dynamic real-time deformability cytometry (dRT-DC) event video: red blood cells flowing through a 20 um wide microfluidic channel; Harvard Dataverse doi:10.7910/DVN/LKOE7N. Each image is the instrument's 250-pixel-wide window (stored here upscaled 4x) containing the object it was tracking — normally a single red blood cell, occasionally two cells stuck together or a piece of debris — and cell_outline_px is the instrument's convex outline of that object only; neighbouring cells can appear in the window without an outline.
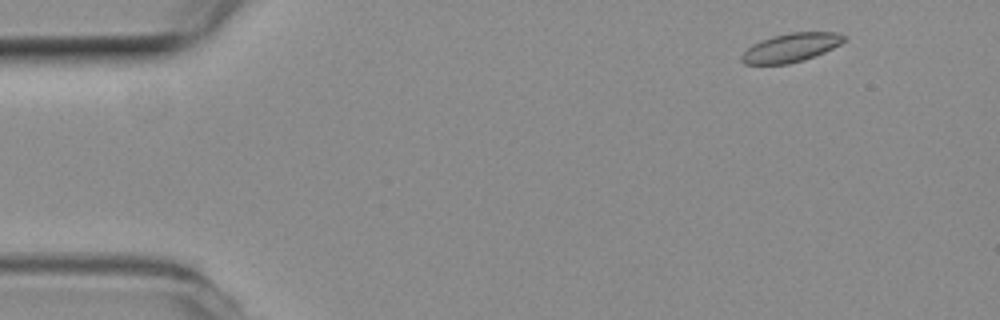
{"species": "common noctule bat (a hibernating species)", "species_latin": "Nyctalus noctula", "temperature_condition": "room temperature", "stored_images_in_passage": 52, "camera_frame_rate_fps": 3000, "um_per_image_px": 0.085, "animal": {"sex": "female", "body_mass_g": 19.3, "forearm_length_mm": 54.1}, "frame": {"image": 1, "passage_image": 4, "time_ms": 1.0, "image_size_px": [1000, 320], "cell_outline_px": [[848, 40], [824, 52], [804, 60], [788, 64], [744, 64], [740, 60], [740, 56], [752, 44], [760, 40], [772, 36], [792, 32], [836, 32], [848, 36]], "centroid_in_image_um": [67.25, 4.04], "position_along_channel_um": 17.8, "area_um2": 17.28}}
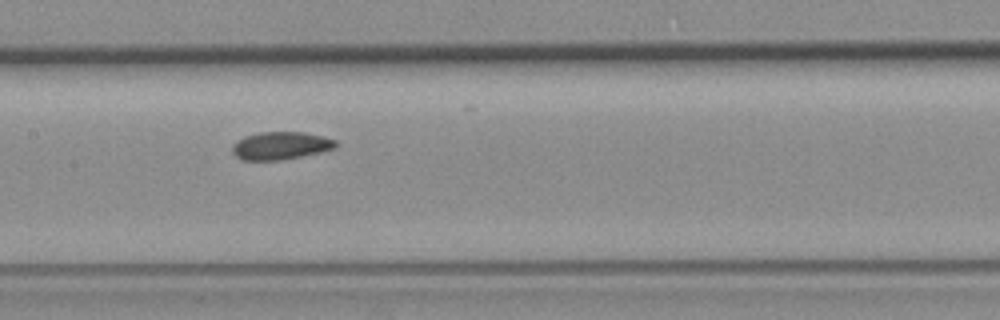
{"frame": {"image": 2, "passage_image": 25, "time_ms": 8.0, "image_size_px": [1000, 320], "cell_outline_px": [[340, 144], [336, 148], [320, 152], [280, 160], [240, 160], [232, 152], [232, 144], [236, 140], [244, 136], [260, 132], [304, 132], [336, 140]], "centroid_in_image_um": [23.83, 12.38], "position_along_channel_um": 183.6, "area_um2": 16.82}}
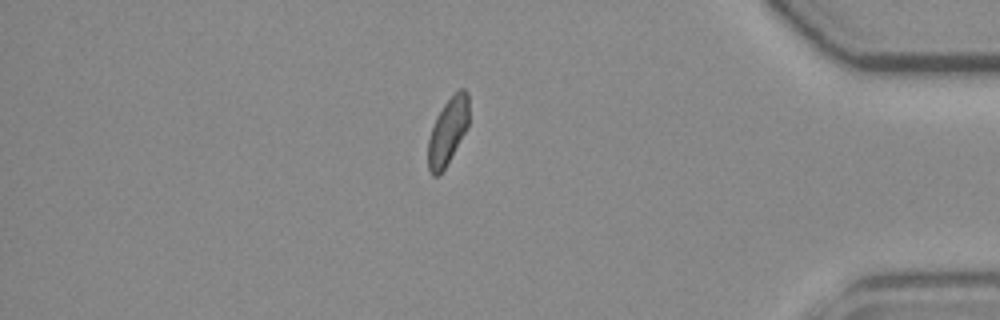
{"frame": {"image": 3, "passage_image": 45, "time_ms": 14.667, "image_size_px": [1000, 320], "cell_outline_px": [[468, 128], [444, 168], [436, 176], [432, 176], [428, 168], [428, 140], [436, 116], [444, 104], [460, 88], [464, 88], [468, 92]], "centroid_in_image_um": [38.06, 11.14], "position_along_channel_um": 397.1, "area_um2": 15.66}, "authors_computed_cell_mechanics": {"area_um2": 16.8776, "velocity_mm_per_s": 3.7653, "shape_relaxation_time_tau1_ms": null, "shape_relaxation_time_tau2_ms": 3.9192, "deformation_change_tau1": null, "deformation_change_tau2": 0.0822}}